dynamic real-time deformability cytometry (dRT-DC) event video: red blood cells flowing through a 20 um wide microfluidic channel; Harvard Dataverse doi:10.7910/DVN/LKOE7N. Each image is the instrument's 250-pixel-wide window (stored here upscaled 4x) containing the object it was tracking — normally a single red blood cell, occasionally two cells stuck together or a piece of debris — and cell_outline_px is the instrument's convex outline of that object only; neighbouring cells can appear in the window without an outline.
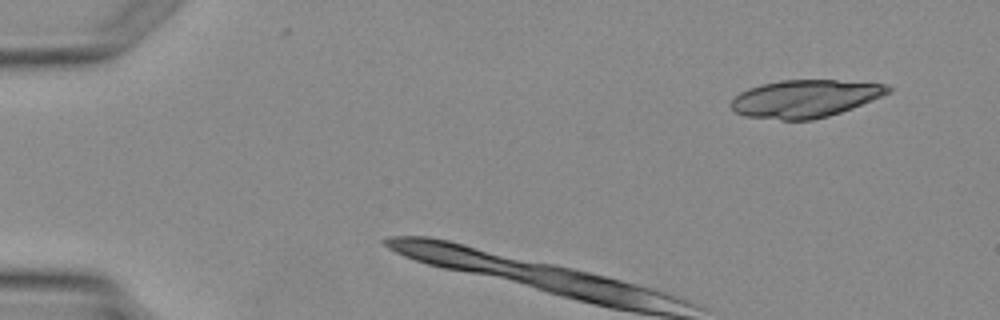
{"species": "Egyptian fruit bat (a non-hibernating species)", "species_latin": "Rousettus aegyptiacus", "temperature_condition": "warm", "stored_images_in_passage": 4, "camera_frame_rate_fps": 3000, "um_per_image_px": 0.085, "animal": {"sex": "female"}, "frame": {"image": 1, "passage_image": 1, "time_ms": 0.0, "image_size_px": [1000, 320], "cell_outline_px": [[892, 92], [852, 108], [828, 116], [812, 120], [780, 120], [744, 116], [736, 112], [728, 104], [740, 92], [748, 88], [760, 84], [780, 80], [836, 80], [888, 84], [892, 88]], "centroid_in_image_um": [68.42, 8.38], "position_along_channel_um": 16.6, "area_um2": 34.56}}